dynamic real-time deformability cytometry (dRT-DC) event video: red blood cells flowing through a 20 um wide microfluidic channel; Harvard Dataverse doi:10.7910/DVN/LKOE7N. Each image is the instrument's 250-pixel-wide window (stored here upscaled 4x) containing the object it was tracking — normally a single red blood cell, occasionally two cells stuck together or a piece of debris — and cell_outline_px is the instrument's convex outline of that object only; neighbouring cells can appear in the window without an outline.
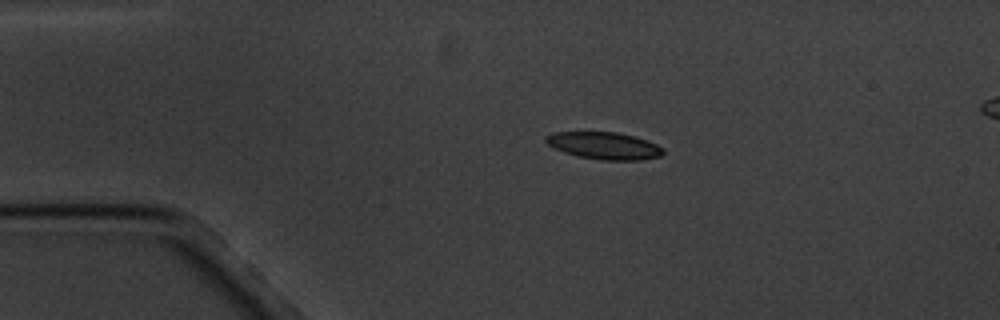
{"species": "common noctule bat (a hibernating species)", "species_latin": "Nyctalus noctula", "temperature_condition": "cold", "stored_images_in_passage": 5, "camera_frame_rate_fps": 3000, "um_per_image_px": 0.085, "animal": {"sex": "male", "body_mass_g": 20.1, "forearm_length_mm": 53.5}, "frame": {"image": 1, "passage_image": 3, "time_ms": 2.333, "image_size_px": [1000, 320], "cell_outline_px": [[664, 152], [660, 156], [640, 160], [600, 160], [576, 156], [564, 152], [548, 144], [544, 140], [544, 136], [556, 132], [616, 132], [636, 136], [648, 140], [664, 148]], "centroid_in_image_um": [51.37, 12.38], "position_along_channel_um": 33.6, "area_um2": 18.67}}